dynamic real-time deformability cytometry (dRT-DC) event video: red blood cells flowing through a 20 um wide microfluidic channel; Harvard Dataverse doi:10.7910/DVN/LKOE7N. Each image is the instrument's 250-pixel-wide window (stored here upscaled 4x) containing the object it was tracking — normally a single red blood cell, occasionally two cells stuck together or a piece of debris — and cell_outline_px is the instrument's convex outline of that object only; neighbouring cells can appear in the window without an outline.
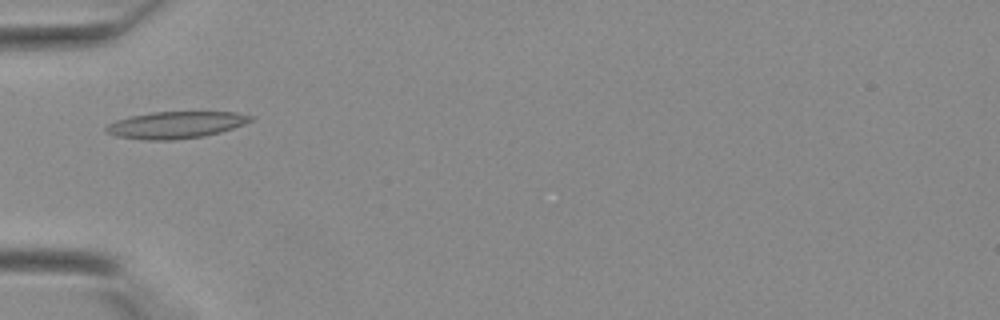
{"species": "Egyptian fruit bat (a non-hibernating species)", "species_latin": "Rousettus aegyptiacus", "temperature_condition": "warm", "stored_images_in_passage": 39, "camera_frame_rate_fps": 3000, "um_per_image_px": 0.085, "animal": {"sex": "female"}, "frame": {"image": 1, "passage_image": 12, "time_ms": 3.667, "image_size_px": [1000, 320], "cell_outline_px": [[256, 116], [252, 120], [244, 124], [220, 132], [204, 136], [172, 140], [144, 140], [116, 136], [104, 132], [104, 128], [108, 124], [116, 120], [128, 116], [152, 112], [236, 112]], "centroid_in_image_um": [14.91, 10.61], "position_along_channel_um": 70.1, "area_um2": 22.77}}
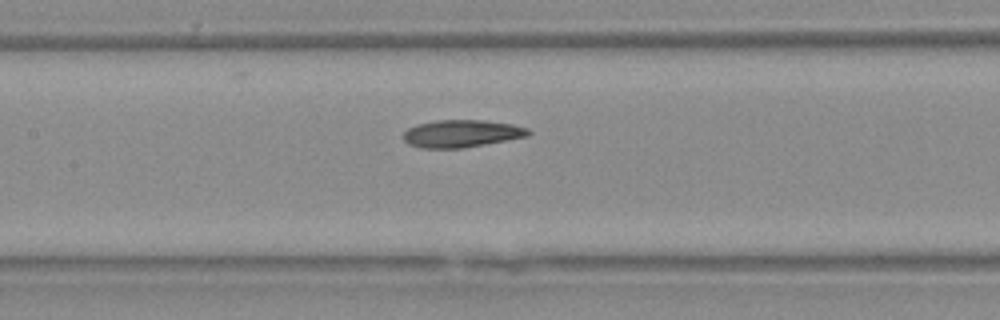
{"frame": {"image": 2, "passage_image": 18, "time_ms": 5.667, "image_size_px": [1000, 320], "cell_outline_px": [[532, 132], [528, 136], [508, 140], [460, 148], [420, 148], [408, 144], [404, 140], [404, 132], [408, 128], [416, 124], [436, 120], [484, 120], [512, 124], [528, 128]], "centroid_in_image_um": [39.23, 11.35], "position_along_channel_um": 168.2, "area_um2": 20.0}}
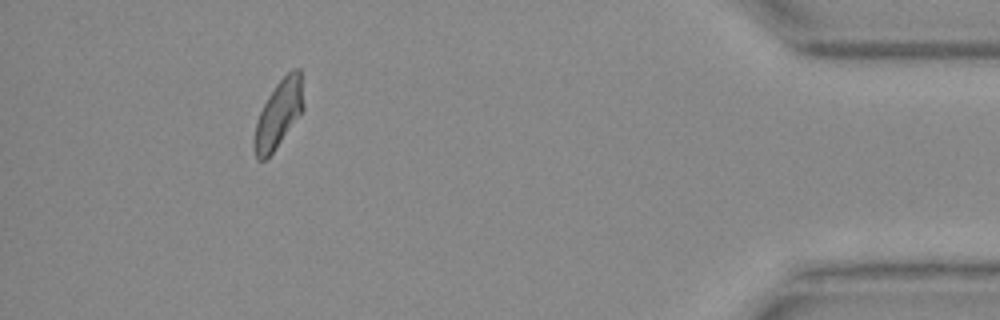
{"frame": {"image": 3, "passage_image": 36, "time_ms": 11.667, "image_size_px": [1000, 320], "cell_outline_px": [[304, 108], [272, 152], [264, 160], [256, 160], [252, 144], [256, 124], [260, 112], [268, 96], [276, 84], [292, 68], [300, 68], [304, 104]], "centroid_in_image_um": [23.67, 9.67], "position_along_channel_um": 411.5, "area_um2": 19.02}}